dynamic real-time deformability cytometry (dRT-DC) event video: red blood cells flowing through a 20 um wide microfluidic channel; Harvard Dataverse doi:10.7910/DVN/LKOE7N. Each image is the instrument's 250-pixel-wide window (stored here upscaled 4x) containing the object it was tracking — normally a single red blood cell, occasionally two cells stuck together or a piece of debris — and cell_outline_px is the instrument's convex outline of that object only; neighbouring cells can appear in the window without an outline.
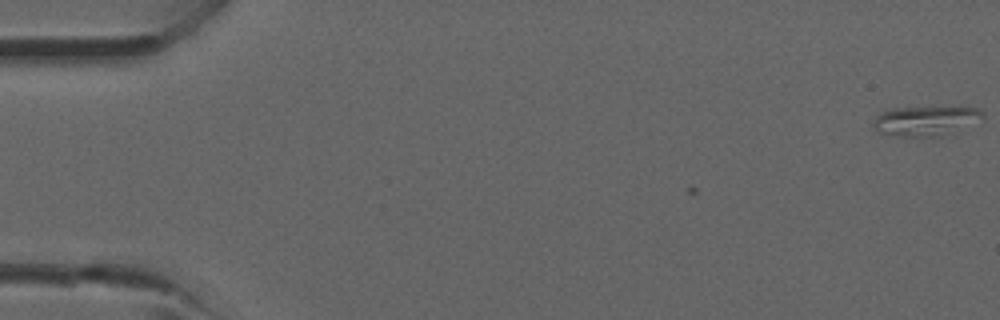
{"species": "common noctule bat (a hibernating species)", "species_latin": "Nyctalus noctula", "temperature_condition": "room temperature", "stored_images_in_passage": 2, "camera_frame_rate_fps": 3000, "um_per_image_px": 0.085, "animal": {"sex": "male", "forearm_length_mm": 52.5}, "frame": {"image": 1, "passage_image": 2, "time_ms": 1.0, "image_size_px": [1000, 320], "cell_outline_px": [[984, 120], [936, 136], [904, 136], [876, 132], [872, 128], [872, 120], [884, 108], [976, 108], [984, 112]], "centroid_in_image_um": [78.59, 10.26], "position_along_channel_um": 6.4, "area_um2": 18.67}}